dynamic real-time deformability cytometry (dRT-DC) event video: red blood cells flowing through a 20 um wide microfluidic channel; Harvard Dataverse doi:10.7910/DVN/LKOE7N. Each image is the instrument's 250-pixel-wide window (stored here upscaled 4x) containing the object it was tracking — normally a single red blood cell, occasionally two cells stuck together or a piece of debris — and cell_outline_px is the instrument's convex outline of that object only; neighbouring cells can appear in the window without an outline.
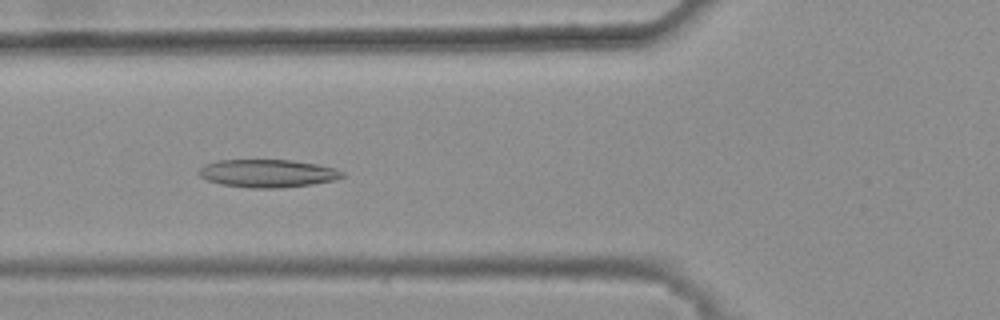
{"species": "common noctule bat (a hibernating species)", "species_latin": "Nyctalus noctula", "temperature_condition": "warm", "stored_images_in_passage": 44, "camera_frame_rate_fps": 3000, "um_per_image_px": 0.085, "animal": {"sex": "female", "body_mass_g": 25.1}, "frame": {"image": 1, "passage_image": 19, "time_ms": 6.0, "image_size_px": [1000, 320], "cell_outline_px": [[344, 176], [336, 180], [312, 184], [276, 188], [252, 188], [220, 184], [208, 180], [200, 176], [196, 172], [204, 164], [216, 160], [292, 160], [316, 164], [332, 168], [344, 172]], "centroid_in_image_um": [22.71, 14.73], "position_along_channel_um": 103.1, "area_um2": 23.29}}
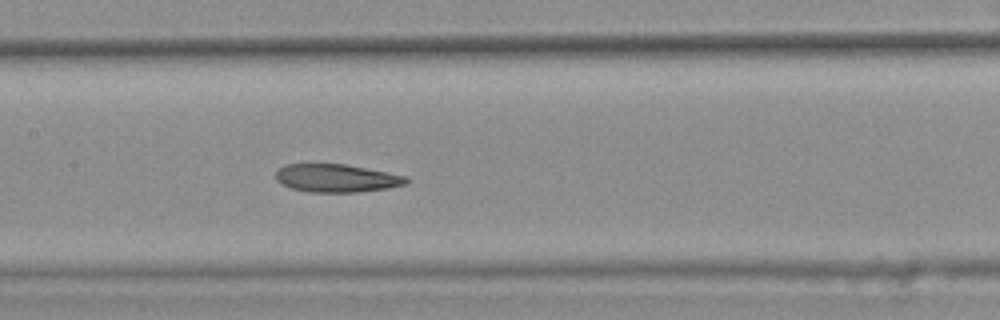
{"frame": {"image": 2, "passage_image": 25, "time_ms": 8.0, "image_size_px": [1000, 320], "cell_outline_px": [[408, 180], [404, 184], [388, 188], [360, 192], [308, 192], [292, 188], [280, 184], [276, 180], [276, 172], [284, 164], [348, 164], [404, 176]], "centroid_in_image_um": [28.55, 15.14], "position_along_channel_um": 178.8, "area_um2": 21.21}}
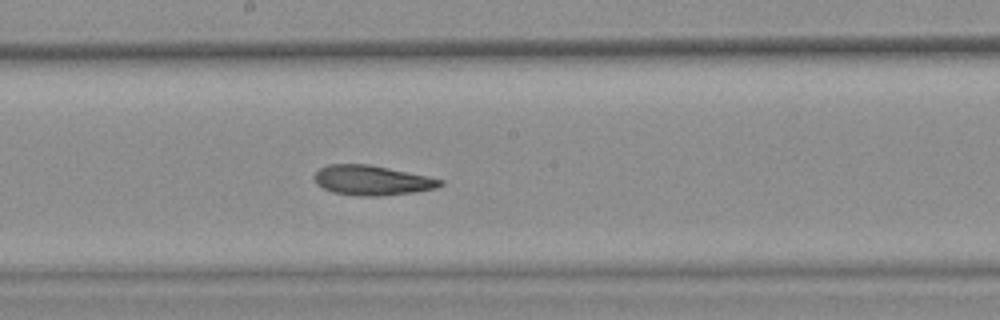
{"frame": {"image": 3, "passage_image": 28, "time_ms": 9.0, "image_size_px": [1000, 320], "cell_outline_px": [[444, 184], [436, 188], [412, 192], [380, 196], [356, 196], [332, 192], [316, 184], [312, 176], [320, 168], [328, 164], [368, 164], [428, 176], [444, 180]], "centroid_in_image_um": [31.59, 15.33], "position_along_channel_um": 216.6, "area_um2": 21.91}, "authors_computed_cell_mechanics": {"area_um2": 22.5998, "velocity_mm_per_s": 3.7867, "shape_relaxation_time_tau1_ms": null, "shape_relaxation_time_tau2_ms": 4.3237, "deformation_change_tau1": null, "deformation_change_tau2": 0.1184}}